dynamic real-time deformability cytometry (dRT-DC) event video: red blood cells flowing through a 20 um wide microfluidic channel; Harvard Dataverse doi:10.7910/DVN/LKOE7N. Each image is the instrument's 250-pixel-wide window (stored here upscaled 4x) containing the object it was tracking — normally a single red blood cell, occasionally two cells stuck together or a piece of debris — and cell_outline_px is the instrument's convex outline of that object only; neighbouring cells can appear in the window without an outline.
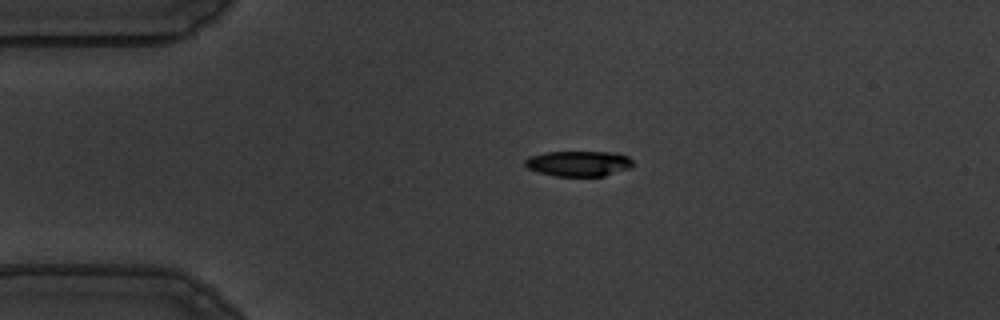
{"species": "common noctule bat (a hibernating species)", "species_latin": "Nyctalus noctula", "temperature_condition": "warm", "stored_images_in_passage": 45, "camera_frame_rate_fps": 3000, "um_per_image_px": 0.085, "animal": {"sex": "male", "body_mass_g": 19.5, "forearm_length_mm": 54.6}, "frame": {"image": 1, "passage_image": 1, "time_ms": 0.0, "image_size_px": [1000, 320], "cell_outline_px": [[632, 168], [604, 176], [556, 176], [540, 172], [528, 168], [524, 164], [524, 160], [528, 156], [544, 152], [616, 152], [628, 156], [632, 160]], "centroid_in_image_um": [49.19, 13.89], "position_along_channel_um": 35.8, "area_um2": 16.13}}
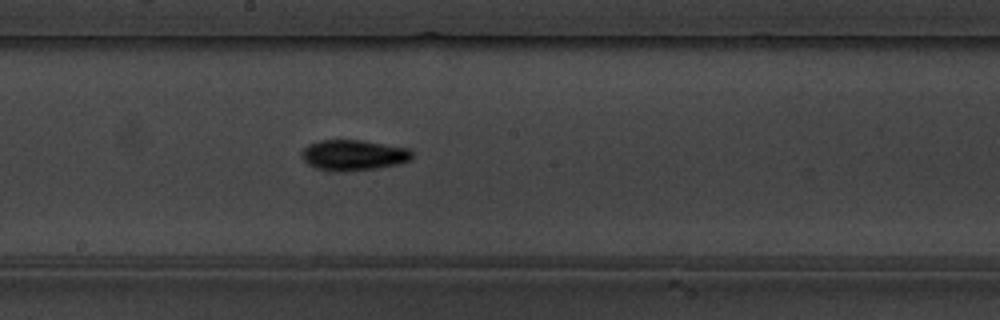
{"frame": {"image": 2, "passage_image": 19, "time_ms": 6.0, "image_size_px": [1000, 320], "cell_outline_px": [[412, 160], [400, 164], [376, 168], [344, 172], [336, 172], [316, 168], [308, 164], [300, 156], [300, 152], [308, 144], [320, 140], [360, 140], [408, 148], [412, 152]], "centroid_in_image_um": [30.03, 13.19], "position_along_channel_um": 218.2, "area_um2": 19.88}}
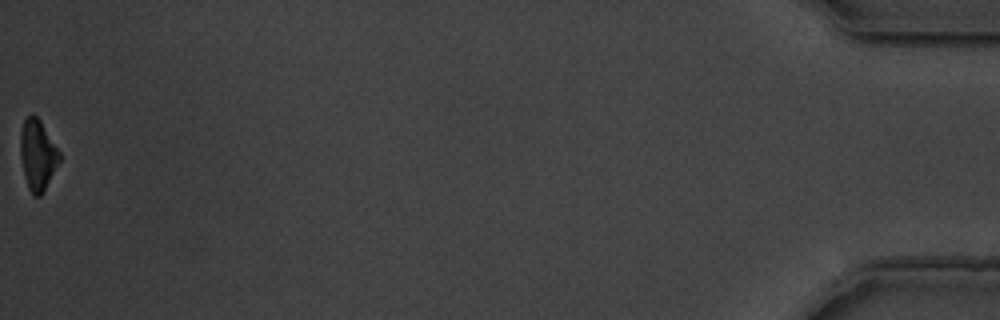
{"frame": {"image": 3, "passage_image": 45, "time_ms": 14.667, "image_size_px": [1000, 320], "cell_outline_px": [[60, 160], [44, 192], [40, 196], [32, 196], [28, 188], [24, 176], [20, 152], [20, 132], [24, 120], [32, 112], [40, 120], [60, 152]], "centroid_in_image_um": [3.19, 13.18], "position_along_channel_um": 432.0, "area_um2": 16.13}, "authors_computed_cell_mechanics": {"area_um2": 17.7446, "velocity_mm_per_s": 3.6206, "shape_relaxation_time_tau1_ms": 3.9478, "shape_relaxation_time_tau2_ms": null, "deformation_change_tau1": 0.1541, "deformation_change_tau2": null}}